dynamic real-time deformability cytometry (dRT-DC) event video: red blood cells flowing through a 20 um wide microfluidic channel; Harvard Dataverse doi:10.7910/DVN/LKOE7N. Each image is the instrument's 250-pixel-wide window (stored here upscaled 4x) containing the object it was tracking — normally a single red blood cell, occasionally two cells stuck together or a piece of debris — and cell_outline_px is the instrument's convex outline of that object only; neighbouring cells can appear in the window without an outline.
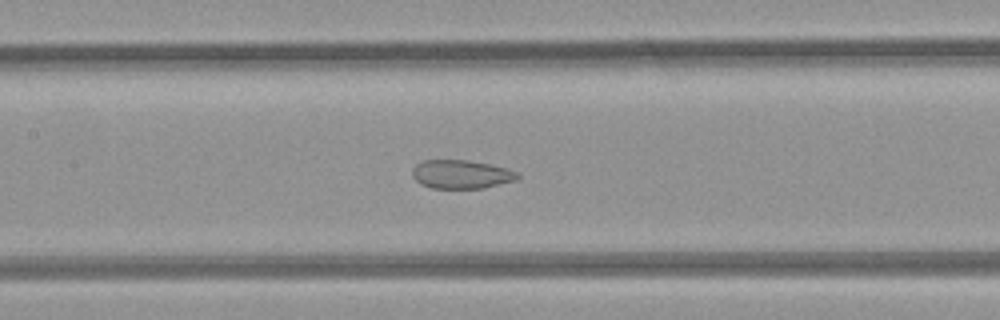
{"species": "common noctule bat (a hibernating species)", "species_latin": "Nyctalus noctula", "temperature_condition": "room temperature", "stored_images_in_passage": 52, "camera_frame_rate_fps": 3000, "um_per_image_px": 0.085, "animal": {"sex": "female", "body_mass_g": 21.9}, "frame": {"image": 1, "passage_image": 24, "time_ms": 7.667, "image_size_px": [1000, 320], "cell_outline_px": [[520, 176], [516, 180], [484, 188], [432, 188], [420, 184], [412, 176], [412, 168], [420, 160], [468, 160], [492, 164], [508, 168], [520, 172]], "centroid_in_image_um": [39.22, 14.8], "position_along_channel_um": 168.2, "area_um2": 17.86}}
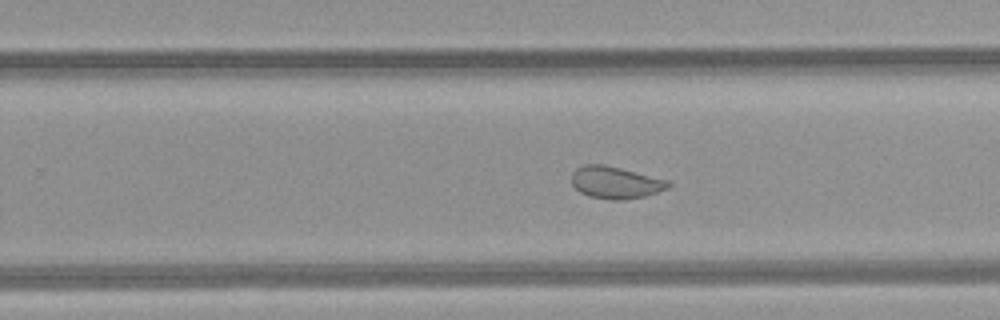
{"frame": {"image": 2, "passage_image": 32, "time_ms": 10.333, "image_size_px": [1000, 320], "cell_outline_px": [[672, 184], [668, 188], [644, 196], [624, 200], [612, 200], [588, 196], [580, 192], [572, 184], [572, 172], [576, 168], [584, 164], [604, 164], [668, 180]], "centroid_in_image_um": [52.29, 15.51], "position_along_channel_um": 277.5, "area_um2": 18.03}}
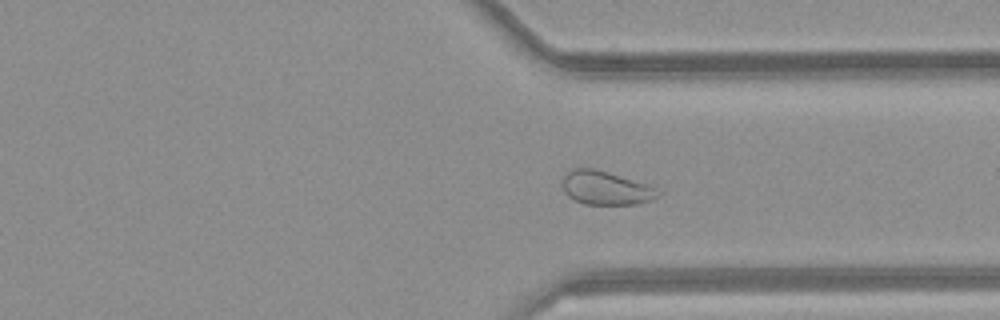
{"frame": {"image": 3, "passage_image": 38, "time_ms": 12.333, "image_size_px": [1000, 320], "cell_outline_px": [[664, 192], [660, 196], [652, 200], [640, 204], [584, 204], [568, 196], [564, 192], [564, 176], [572, 168], [592, 168], [664, 188]], "centroid_in_image_um": [51.63, 15.99], "position_along_channel_um": 359.8, "area_um2": 19.02}, "authors_computed_cell_mechanics": {"area_um2": 24.1315, "velocity_mm_per_s": 4.1103, "shape_relaxation_time_tau1_ms": null, "shape_relaxation_time_tau2_ms": 1.4872, "deformation_change_tau1": null, "deformation_change_tau2": 0.0784}}